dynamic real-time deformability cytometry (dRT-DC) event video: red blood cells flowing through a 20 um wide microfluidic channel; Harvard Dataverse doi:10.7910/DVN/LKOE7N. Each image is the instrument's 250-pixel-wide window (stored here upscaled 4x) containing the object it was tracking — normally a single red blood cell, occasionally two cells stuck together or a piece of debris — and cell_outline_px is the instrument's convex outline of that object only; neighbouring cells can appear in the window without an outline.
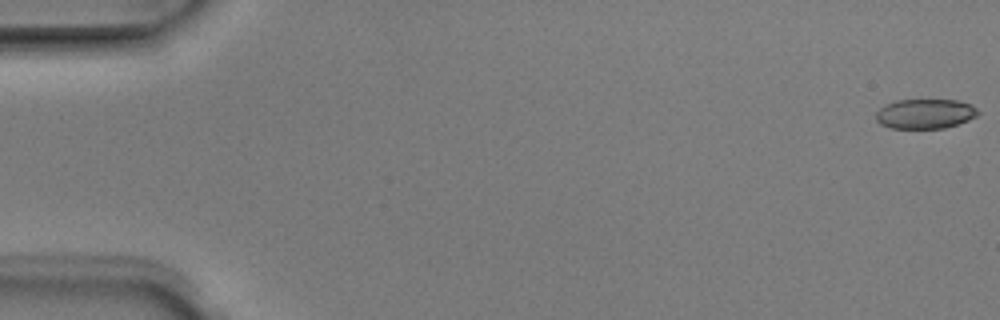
{"species": "Egyptian fruit bat (a non-hibernating species)", "species_latin": "Rousettus aegyptiacus", "temperature_condition": "room temperature", "stored_images_in_passage": 5, "camera_frame_rate_fps": 3000, "um_per_image_px": 0.085, "animal": {"sex": "male"}, "frame": {"image": 1, "passage_image": 1, "time_ms": 0.0, "image_size_px": [1000, 320], "cell_outline_px": [[980, 112], [976, 116], [968, 120], [944, 128], [888, 128], [880, 124], [876, 120], [876, 112], [884, 104], [896, 100], [956, 100], [972, 104]], "centroid_in_image_um": [78.61, 9.67], "position_along_channel_um": 6.4, "area_um2": 17.74}}
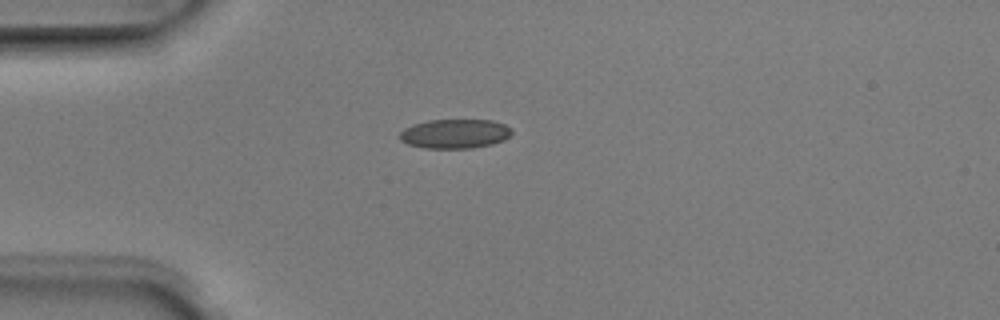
{"frame": {"image": 2, "passage_image": 5, "time_ms": 1.333, "image_size_px": [1000, 320], "cell_outline_px": [[512, 132], [504, 140], [492, 144], [472, 148], [424, 148], [408, 144], [400, 140], [400, 132], [404, 128], [412, 124], [428, 120], [492, 120], [504, 124], [512, 128]], "centroid_in_image_um": [38.66, 11.36], "position_along_channel_um": 46.3, "area_um2": 19.19}}